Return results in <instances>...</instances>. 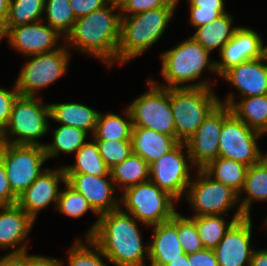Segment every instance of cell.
<instances>
[{"instance_id": "1", "label": "cell", "mask_w": 267, "mask_h": 266, "mask_svg": "<svg viewBox=\"0 0 267 266\" xmlns=\"http://www.w3.org/2000/svg\"><path fill=\"white\" fill-rule=\"evenodd\" d=\"M120 208L99 215L86 237L101 249L107 260L117 266H145L149 260V245L142 243L137 220Z\"/></svg>"}, {"instance_id": "2", "label": "cell", "mask_w": 267, "mask_h": 266, "mask_svg": "<svg viewBox=\"0 0 267 266\" xmlns=\"http://www.w3.org/2000/svg\"><path fill=\"white\" fill-rule=\"evenodd\" d=\"M119 3L111 0L106 6L77 18L65 42L75 49L103 60L110 68L117 60L121 14Z\"/></svg>"}, {"instance_id": "3", "label": "cell", "mask_w": 267, "mask_h": 266, "mask_svg": "<svg viewBox=\"0 0 267 266\" xmlns=\"http://www.w3.org/2000/svg\"><path fill=\"white\" fill-rule=\"evenodd\" d=\"M176 7H160L134 15L121 16L117 61L123 64L137 58L161 38Z\"/></svg>"}, {"instance_id": "4", "label": "cell", "mask_w": 267, "mask_h": 266, "mask_svg": "<svg viewBox=\"0 0 267 266\" xmlns=\"http://www.w3.org/2000/svg\"><path fill=\"white\" fill-rule=\"evenodd\" d=\"M210 52L203 48L192 37L180 42L179 45L162 53V75L167 81L164 88H213L206 81L186 84L198 79L205 67L216 73V61H210Z\"/></svg>"}, {"instance_id": "5", "label": "cell", "mask_w": 267, "mask_h": 266, "mask_svg": "<svg viewBox=\"0 0 267 266\" xmlns=\"http://www.w3.org/2000/svg\"><path fill=\"white\" fill-rule=\"evenodd\" d=\"M169 96L176 138L180 143H185L195 134L220 101L210 87L170 88Z\"/></svg>"}, {"instance_id": "6", "label": "cell", "mask_w": 267, "mask_h": 266, "mask_svg": "<svg viewBox=\"0 0 267 266\" xmlns=\"http://www.w3.org/2000/svg\"><path fill=\"white\" fill-rule=\"evenodd\" d=\"M39 97L18 95L15 99L8 124L0 133L3 143L41 145L37 139L49 131L48 118L50 119L49 104L41 103ZM17 136L13 140L8 137Z\"/></svg>"}, {"instance_id": "7", "label": "cell", "mask_w": 267, "mask_h": 266, "mask_svg": "<svg viewBox=\"0 0 267 266\" xmlns=\"http://www.w3.org/2000/svg\"><path fill=\"white\" fill-rule=\"evenodd\" d=\"M123 193L120 203L133 217L147 226L170 221L177 213L173 206L177 201L150 180L131 186Z\"/></svg>"}, {"instance_id": "8", "label": "cell", "mask_w": 267, "mask_h": 266, "mask_svg": "<svg viewBox=\"0 0 267 266\" xmlns=\"http://www.w3.org/2000/svg\"><path fill=\"white\" fill-rule=\"evenodd\" d=\"M45 148L41 145L3 143L0 151L2 162L12 192L18 197L45 169Z\"/></svg>"}, {"instance_id": "9", "label": "cell", "mask_w": 267, "mask_h": 266, "mask_svg": "<svg viewBox=\"0 0 267 266\" xmlns=\"http://www.w3.org/2000/svg\"><path fill=\"white\" fill-rule=\"evenodd\" d=\"M147 83L148 92L128 106L133 127L149 128L176 137L169 88L161 87L152 79H148Z\"/></svg>"}, {"instance_id": "10", "label": "cell", "mask_w": 267, "mask_h": 266, "mask_svg": "<svg viewBox=\"0 0 267 266\" xmlns=\"http://www.w3.org/2000/svg\"><path fill=\"white\" fill-rule=\"evenodd\" d=\"M263 134L251 129L239 120L229 106L223 104V125L219 137V157L228 158L252 166L264 155L257 145Z\"/></svg>"}, {"instance_id": "11", "label": "cell", "mask_w": 267, "mask_h": 266, "mask_svg": "<svg viewBox=\"0 0 267 266\" xmlns=\"http://www.w3.org/2000/svg\"><path fill=\"white\" fill-rule=\"evenodd\" d=\"M69 57L66 45H60L59 49L51 52L33 55L24 64L15 82L19 95L36 97L39 89L46 88L66 73Z\"/></svg>"}, {"instance_id": "12", "label": "cell", "mask_w": 267, "mask_h": 266, "mask_svg": "<svg viewBox=\"0 0 267 266\" xmlns=\"http://www.w3.org/2000/svg\"><path fill=\"white\" fill-rule=\"evenodd\" d=\"M197 173L185 193L195 210L193 216L222 215L240 201L238 193L230 186L213 180L202 169Z\"/></svg>"}, {"instance_id": "13", "label": "cell", "mask_w": 267, "mask_h": 266, "mask_svg": "<svg viewBox=\"0 0 267 266\" xmlns=\"http://www.w3.org/2000/svg\"><path fill=\"white\" fill-rule=\"evenodd\" d=\"M182 148H187L185 143H179L173 150L149 165V180L176 201L187 191L192 181L189 170L192 166L195 168L190 155L185 156ZM187 158L190 165L187 163Z\"/></svg>"}, {"instance_id": "14", "label": "cell", "mask_w": 267, "mask_h": 266, "mask_svg": "<svg viewBox=\"0 0 267 266\" xmlns=\"http://www.w3.org/2000/svg\"><path fill=\"white\" fill-rule=\"evenodd\" d=\"M223 125V104H218L204 119L195 134L185 142L186 152L197 169L219 157V137Z\"/></svg>"}, {"instance_id": "15", "label": "cell", "mask_w": 267, "mask_h": 266, "mask_svg": "<svg viewBox=\"0 0 267 266\" xmlns=\"http://www.w3.org/2000/svg\"><path fill=\"white\" fill-rule=\"evenodd\" d=\"M251 217L237 220L214 249L219 266H250L253 253Z\"/></svg>"}, {"instance_id": "16", "label": "cell", "mask_w": 267, "mask_h": 266, "mask_svg": "<svg viewBox=\"0 0 267 266\" xmlns=\"http://www.w3.org/2000/svg\"><path fill=\"white\" fill-rule=\"evenodd\" d=\"M267 54L260 35L250 28L238 27L234 36L220 52L221 61H216V74L222 76L230 68L245 61L260 59Z\"/></svg>"}, {"instance_id": "17", "label": "cell", "mask_w": 267, "mask_h": 266, "mask_svg": "<svg viewBox=\"0 0 267 266\" xmlns=\"http://www.w3.org/2000/svg\"><path fill=\"white\" fill-rule=\"evenodd\" d=\"M65 175L66 182L87 199L96 215L120 208L119 198L117 195H115L116 197L113 196L115 186L111 176L80 173H65ZM107 178L111 179V181Z\"/></svg>"}, {"instance_id": "18", "label": "cell", "mask_w": 267, "mask_h": 266, "mask_svg": "<svg viewBox=\"0 0 267 266\" xmlns=\"http://www.w3.org/2000/svg\"><path fill=\"white\" fill-rule=\"evenodd\" d=\"M61 35L48 24L41 21L13 26L7 30L10 46L18 52L31 57L59 49L54 47Z\"/></svg>"}, {"instance_id": "19", "label": "cell", "mask_w": 267, "mask_h": 266, "mask_svg": "<svg viewBox=\"0 0 267 266\" xmlns=\"http://www.w3.org/2000/svg\"><path fill=\"white\" fill-rule=\"evenodd\" d=\"M66 182L64 168L45 169L42 174L18 196L17 204L35 221L40 210L59 198V183Z\"/></svg>"}, {"instance_id": "20", "label": "cell", "mask_w": 267, "mask_h": 266, "mask_svg": "<svg viewBox=\"0 0 267 266\" xmlns=\"http://www.w3.org/2000/svg\"><path fill=\"white\" fill-rule=\"evenodd\" d=\"M0 210V248L14 247L9 253L26 252L25 241L35 221L17 203L0 206Z\"/></svg>"}, {"instance_id": "21", "label": "cell", "mask_w": 267, "mask_h": 266, "mask_svg": "<svg viewBox=\"0 0 267 266\" xmlns=\"http://www.w3.org/2000/svg\"><path fill=\"white\" fill-rule=\"evenodd\" d=\"M264 62V63H263ZM267 54L230 68L222 77L236 86L242 98L267 94Z\"/></svg>"}, {"instance_id": "22", "label": "cell", "mask_w": 267, "mask_h": 266, "mask_svg": "<svg viewBox=\"0 0 267 266\" xmlns=\"http://www.w3.org/2000/svg\"><path fill=\"white\" fill-rule=\"evenodd\" d=\"M152 227L154 234L149 245L150 266H165L185 253L177 236V213L170 221Z\"/></svg>"}, {"instance_id": "23", "label": "cell", "mask_w": 267, "mask_h": 266, "mask_svg": "<svg viewBox=\"0 0 267 266\" xmlns=\"http://www.w3.org/2000/svg\"><path fill=\"white\" fill-rule=\"evenodd\" d=\"M133 153L149 165L173 150L180 142L175 136L156 132L149 128H132Z\"/></svg>"}, {"instance_id": "24", "label": "cell", "mask_w": 267, "mask_h": 266, "mask_svg": "<svg viewBox=\"0 0 267 266\" xmlns=\"http://www.w3.org/2000/svg\"><path fill=\"white\" fill-rule=\"evenodd\" d=\"M230 107L231 112L251 129L267 133V94L261 96L245 97L240 102H235L233 93L225 101H219Z\"/></svg>"}, {"instance_id": "25", "label": "cell", "mask_w": 267, "mask_h": 266, "mask_svg": "<svg viewBox=\"0 0 267 266\" xmlns=\"http://www.w3.org/2000/svg\"><path fill=\"white\" fill-rule=\"evenodd\" d=\"M50 118L63 125L94 133L99 112L79 103L49 104Z\"/></svg>"}, {"instance_id": "26", "label": "cell", "mask_w": 267, "mask_h": 266, "mask_svg": "<svg viewBox=\"0 0 267 266\" xmlns=\"http://www.w3.org/2000/svg\"><path fill=\"white\" fill-rule=\"evenodd\" d=\"M232 23V16L224 13L210 23L197 27L192 38L209 52L219 48L220 53L238 29V26L231 28Z\"/></svg>"}, {"instance_id": "27", "label": "cell", "mask_w": 267, "mask_h": 266, "mask_svg": "<svg viewBox=\"0 0 267 266\" xmlns=\"http://www.w3.org/2000/svg\"><path fill=\"white\" fill-rule=\"evenodd\" d=\"M246 217L240 207L232 220L225 221L222 215L193 216L190 219L195 223L202 244L206 249H215L230 227L239 219Z\"/></svg>"}, {"instance_id": "28", "label": "cell", "mask_w": 267, "mask_h": 266, "mask_svg": "<svg viewBox=\"0 0 267 266\" xmlns=\"http://www.w3.org/2000/svg\"><path fill=\"white\" fill-rule=\"evenodd\" d=\"M202 170L213 180L230 186L240 196L248 166L239 161L218 157L210 161Z\"/></svg>"}, {"instance_id": "29", "label": "cell", "mask_w": 267, "mask_h": 266, "mask_svg": "<svg viewBox=\"0 0 267 266\" xmlns=\"http://www.w3.org/2000/svg\"><path fill=\"white\" fill-rule=\"evenodd\" d=\"M243 191L247 195L243 198L239 207L245 216L250 217V208L253 201H267V159L265 157L248 167L241 192Z\"/></svg>"}, {"instance_id": "30", "label": "cell", "mask_w": 267, "mask_h": 266, "mask_svg": "<svg viewBox=\"0 0 267 266\" xmlns=\"http://www.w3.org/2000/svg\"><path fill=\"white\" fill-rule=\"evenodd\" d=\"M113 182L123 191L149 180V164L133 152L121 163L110 169Z\"/></svg>"}, {"instance_id": "31", "label": "cell", "mask_w": 267, "mask_h": 266, "mask_svg": "<svg viewBox=\"0 0 267 266\" xmlns=\"http://www.w3.org/2000/svg\"><path fill=\"white\" fill-rule=\"evenodd\" d=\"M124 119L113 113H99L96 128L91 137L94 140H131L132 118L128 108H126Z\"/></svg>"}, {"instance_id": "32", "label": "cell", "mask_w": 267, "mask_h": 266, "mask_svg": "<svg viewBox=\"0 0 267 266\" xmlns=\"http://www.w3.org/2000/svg\"><path fill=\"white\" fill-rule=\"evenodd\" d=\"M65 173L90 174L95 176H111L110 169L101 158L98 145L93 139L86 142L76 152V164L63 166Z\"/></svg>"}, {"instance_id": "33", "label": "cell", "mask_w": 267, "mask_h": 266, "mask_svg": "<svg viewBox=\"0 0 267 266\" xmlns=\"http://www.w3.org/2000/svg\"><path fill=\"white\" fill-rule=\"evenodd\" d=\"M87 134L80 128L61 124L53 130V142L44 146L47 159L56 157L60 152L76 153L86 143Z\"/></svg>"}, {"instance_id": "34", "label": "cell", "mask_w": 267, "mask_h": 266, "mask_svg": "<svg viewBox=\"0 0 267 266\" xmlns=\"http://www.w3.org/2000/svg\"><path fill=\"white\" fill-rule=\"evenodd\" d=\"M45 0H10L7 30L13 26L41 21Z\"/></svg>"}, {"instance_id": "35", "label": "cell", "mask_w": 267, "mask_h": 266, "mask_svg": "<svg viewBox=\"0 0 267 266\" xmlns=\"http://www.w3.org/2000/svg\"><path fill=\"white\" fill-rule=\"evenodd\" d=\"M46 11V23L55 29L64 39L72 31L76 17L69 0H45L44 12Z\"/></svg>"}, {"instance_id": "36", "label": "cell", "mask_w": 267, "mask_h": 266, "mask_svg": "<svg viewBox=\"0 0 267 266\" xmlns=\"http://www.w3.org/2000/svg\"><path fill=\"white\" fill-rule=\"evenodd\" d=\"M86 243L77 239L68 253L69 266H107L101 257H107L102 253L100 247L90 238L86 237ZM88 244V245H86ZM90 246V247H89ZM95 249V250H94Z\"/></svg>"}, {"instance_id": "37", "label": "cell", "mask_w": 267, "mask_h": 266, "mask_svg": "<svg viewBox=\"0 0 267 266\" xmlns=\"http://www.w3.org/2000/svg\"><path fill=\"white\" fill-rule=\"evenodd\" d=\"M67 189L61 190L59 198L57 200L56 209L72 218H79L88 210L96 213L88 203L87 199L74 188H72L67 182H65Z\"/></svg>"}, {"instance_id": "38", "label": "cell", "mask_w": 267, "mask_h": 266, "mask_svg": "<svg viewBox=\"0 0 267 266\" xmlns=\"http://www.w3.org/2000/svg\"><path fill=\"white\" fill-rule=\"evenodd\" d=\"M101 158L109 169L124 161L132 152V140H95Z\"/></svg>"}, {"instance_id": "39", "label": "cell", "mask_w": 267, "mask_h": 266, "mask_svg": "<svg viewBox=\"0 0 267 266\" xmlns=\"http://www.w3.org/2000/svg\"><path fill=\"white\" fill-rule=\"evenodd\" d=\"M177 236L184 250L189 255L204 249L195 223L189 217L177 212Z\"/></svg>"}, {"instance_id": "40", "label": "cell", "mask_w": 267, "mask_h": 266, "mask_svg": "<svg viewBox=\"0 0 267 266\" xmlns=\"http://www.w3.org/2000/svg\"><path fill=\"white\" fill-rule=\"evenodd\" d=\"M119 6V10L122 11L120 12L121 16L134 15L160 7H175L165 0H121Z\"/></svg>"}, {"instance_id": "41", "label": "cell", "mask_w": 267, "mask_h": 266, "mask_svg": "<svg viewBox=\"0 0 267 266\" xmlns=\"http://www.w3.org/2000/svg\"><path fill=\"white\" fill-rule=\"evenodd\" d=\"M19 95L15 85L13 90L0 88V133L8 124L12 105Z\"/></svg>"}, {"instance_id": "42", "label": "cell", "mask_w": 267, "mask_h": 266, "mask_svg": "<svg viewBox=\"0 0 267 266\" xmlns=\"http://www.w3.org/2000/svg\"><path fill=\"white\" fill-rule=\"evenodd\" d=\"M227 13L225 10H207L201 7L190 6V22L194 27H200L208 24L222 14Z\"/></svg>"}, {"instance_id": "43", "label": "cell", "mask_w": 267, "mask_h": 266, "mask_svg": "<svg viewBox=\"0 0 267 266\" xmlns=\"http://www.w3.org/2000/svg\"><path fill=\"white\" fill-rule=\"evenodd\" d=\"M111 0H69L74 16L80 18L106 6Z\"/></svg>"}, {"instance_id": "44", "label": "cell", "mask_w": 267, "mask_h": 266, "mask_svg": "<svg viewBox=\"0 0 267 266\" xmlns=\"http://www.w3.org/2000/svg\"><path fill=\"white\" fill-rule=\"evenodd\" d=\"M18 197L12 192L6 170L0 161V206H9L17 203Z\"/></svg>"}, {"instance_id": "45", "label": "cell", "mask_w": 267, "mask_h": 266, "mask_svg": "<svg viewBox=\"0 0 267 266\" xmlns=\"http://www.w3.org/2000/svg\"><path fill=\"white\" fill-rule=\"evenodd\" d=\"M189 266H219L213 249H202L188 255Z\"/></svg>"}, {"instance_id": "46", "label": "cell", "mask_w": 267, "mask_h": 266, "mask_svg": "<svg viewBox=\"0 0 267 266\" xmlns=\"http://www.w3.org/2000/svg\"><path fill=\"white\" fill-rule=\"evenodd\" d=\"M26 266H63V263L47 256L29 255L26 251Z\"/></svg>"}, {"instance_id": "47", "label": "cell", "mask_w": 267, "mask_h": 266, "mask_svg": "<svg viewBox=\"0 0 267 266\" xmlns=\"http://www.w3.org/2000/svg\"><path fill=\"white\" fill-rule=\"evenodd\" d=\"M0 266H26V252L7 253L0 257Z\"/></svg>"}, {"instance_id": "48", "label": "cell", "mask_w": 267, "mask_h": 266, "mask_svg": "<svg viewBox=\"0 0 267 266\" xmlns=\"http://www.w3.org/2000/svg\"><path fill=\"white\" fill-rule=\"evenodd\" d=\"M190 6L201 7L207 10H225L223 0H189Z\"/></svg>"}, {"instance_id": "49", "label": "cell", "mask_w": 267, "mask_h": 266, "mask_svg": "<svg viewBox=\"0 0 267 266\" xmlns=\"http://www.w3.org/2000/svg\"><path fill=\"white\" fill-rule=\"evenodd\" d=\"M250 266H267V249L254 250Z\"/></svg>"}, {"instance_id": "50", "label": "cell", "mask_w": 267, "mask_h": 266, "mask_svg": "<svg viewBox=\"0 0 267 266\" xmlns=\"http://www.w3.org/2000/svg\"><path fill=\"white\" fill-rule=\"evenodd\" d=\"M165 266H189L188 255L186 253L179 255V258L172 260Z\"/></svg>"}, {"instance_id": "51", "label": "cell", "mask_w": 267, "mask_h": 266, "mask_svg": "<svg viewBox=\"0 0 267 266\" xmlns=\"http://www.w3.org/2000/svg\"><path fill=\"white\" fill-rule=\"evenodd\" d=\"M10 0H0V17L6 21L9 11Z\"/></svg>"}, {"instance_id": "52", "label": "cell", "mask_w": 267, "mask_h": 266, "mask_svg": "<svg viewBox=\"0 0 267 266\" xmlns=\"http://www.w3.org/2000/svg\"><path fill=\"white\" fill-rule=\"evenodd\" d=\"M7 37L6 21L0 17V40Z\"/></svg>"}, {"instance_id": "53", "label": "cell", "mask_w": 267, "mask_h": 266, "mask_svg": "<svg viewBox=\"0 0 267 266\" xmlns=\"http://www.w3.org/2000/svg\"><path fill=\"white\" fill-rule=\"evenodd\" d=\"M167 3L172 4L173 6H177L179 0H165Z\"/></svg>"}, {"instance_id": "54", "label": "cell", "mask_w": 267, "mask_h": 266, "mask_svg": "<svg viewBox=\"0 0 267 266\" xmlns=\"http://www.w3.org/2000/svg\"><path fill=\"white\" fill-rule=\"evenodd\" d=\"M2 145H3V140H2L1 135H0V151H1Z\"/></svg>"}, {"instance_id": "55", "label": "cell", "mask_w": 267, "mask_h": 266, "mask_svg": "<svg viewBox=\"0 0 267 266\" xmlns=\"http://www.w3.org/2000/svg\"><path fill=\"white\" fill-rule=\"evenodd\" d=\"M113 1H115L116 3H119L121 0H113Z\"/></svg>"}]
</instances>
